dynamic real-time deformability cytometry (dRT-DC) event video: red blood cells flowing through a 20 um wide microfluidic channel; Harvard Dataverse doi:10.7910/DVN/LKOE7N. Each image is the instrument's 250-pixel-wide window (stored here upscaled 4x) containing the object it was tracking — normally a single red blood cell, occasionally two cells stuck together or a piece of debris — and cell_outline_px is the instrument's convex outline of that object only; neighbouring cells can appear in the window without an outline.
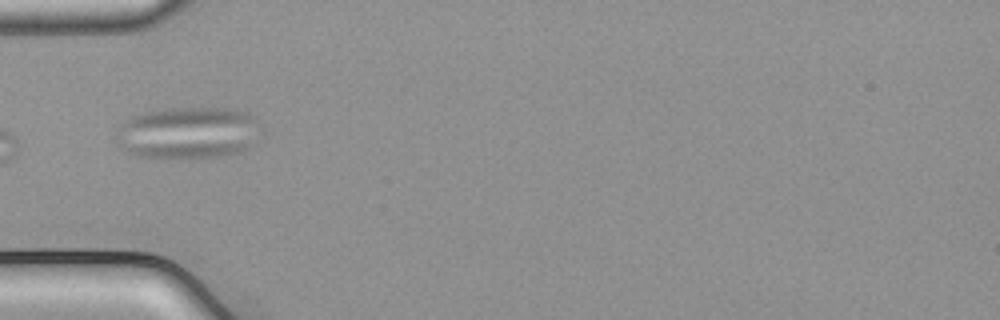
{"species": "common noctule bat (a hibernating species)", "species_latin": "Nyctalus noctula", "temperature_condition": "cold", "stored_images_in_passage": 32, "camera_frame_rate_fps": 3000, "um_per_image_px": 0.085, "animal": {"sex": "male", "body_mass_g": 21.5, "forearm_length_mm": 52.0}, "frame": {"image": 1, "passage_image": 1, "time_ms": 0.0, "image_size_px": [1000, 320], "cell_outline_px": [[252, 124], [248, 148], [240, 152], [220, 156], [136, 156], [128, 152], [116, 140], [116, 136], [120, 124], [124, 120], [132, 116], [144, 112], [168, 108], [224, 108], [248, 112], [252, 120]], "centroid_in_image_um": [15.82, 11.26], "position_along_channel_um": 69.2, "area_um2": 41.91}}